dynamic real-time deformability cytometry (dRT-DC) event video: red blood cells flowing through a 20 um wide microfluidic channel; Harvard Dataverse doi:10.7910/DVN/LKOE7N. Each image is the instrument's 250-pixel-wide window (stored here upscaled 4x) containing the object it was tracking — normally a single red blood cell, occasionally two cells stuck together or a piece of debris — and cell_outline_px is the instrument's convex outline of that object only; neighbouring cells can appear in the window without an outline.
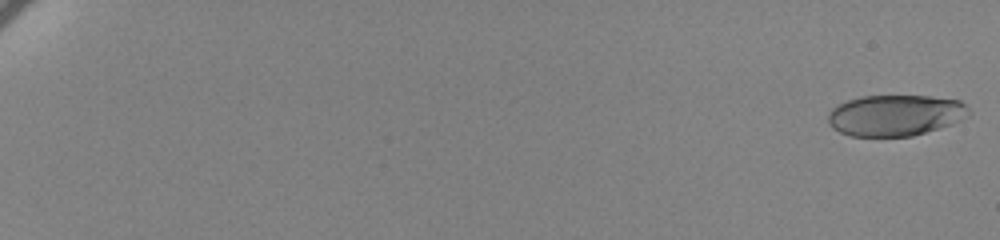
{"species": "human", "species_latin": "Homo sapiens", "temperature_condition": "cold", "stored_images_in_passage": 62, "camera_frame_rate_fps": 3000, "um_per_image_px": 0.085, "donor": {"sex": "female"}, "frame": {"image": 1, "passage_image": 1, "time_ms": 0.0, "image_size_px": [1000, 240], "cell_outline_px": [[972, 112], [952, 124], [912, 136], [852, 136], [840, 132], [832, 128], [828, 124], [828, 112], [832, 108], [848, 100], [860, 96], [928, 96], [960, 100]], "centroid_in_image_um": [76.08, 9.8], "position_along_channel_um": 8.9, "area_um2": 33.64}}
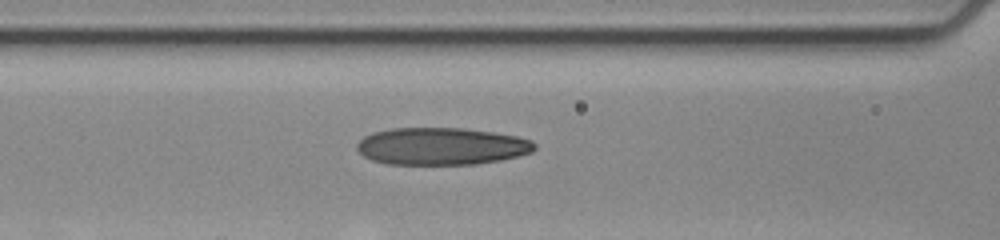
{"frame": {"image": 2, "passage_image": 31, "time_ms": 10.0, "image_size_px": [1000, 240], "cell_outline_px": [[536, 148], [532, 152], [500, 160], [476, 164], [388, 164], [372, 160], [364, 156], [356, 148], [356, 144], [364, 136], [372, 132], [388, 128], [464, 128], [492, 132], [516, 136], [532, 140], [536, 144]], "centroid_in_image_um": [37.51, 12.42], "position_along_channel_um": 129.1, "area_um2": 38.67}}
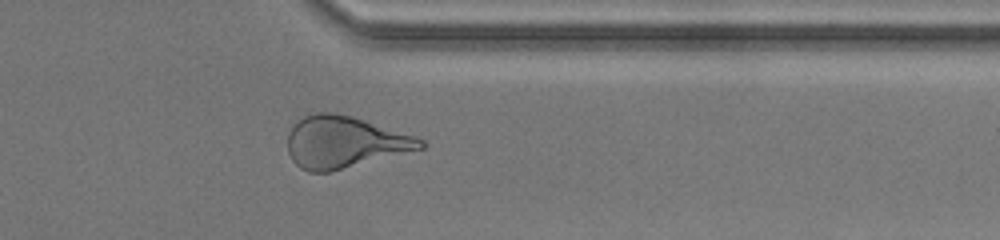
{"frame": {"image": 3, "passage_image": 53, "time_ms": 17.333, "image_size_px": [1000, 240], "cell_outline_px": [[424, 148], [328, 172], [308, 172], [300, 168], [292, 160], [288, 152], [288, 132], [292, 124], [304, 116], [316, 112], [336, 112], [352, 116], [416, 136], [424, 140]], "centroid_in_image_um": [29.24, 12.07], "position_along_channel_um": 382.2, "area_um2": 40.06}, "authors_computed_cell_mechanics": {"area_um2": 37.5411, "velocity_mm_per_s": 3.4534, "shape_relaxation_time_tau1_ms": 6.9056, "shape_relaxation_time_tau2_ms": 1.9519, "deformation_change_tau1": 0.2069, "deformation_change_tau2": 0.1069}}